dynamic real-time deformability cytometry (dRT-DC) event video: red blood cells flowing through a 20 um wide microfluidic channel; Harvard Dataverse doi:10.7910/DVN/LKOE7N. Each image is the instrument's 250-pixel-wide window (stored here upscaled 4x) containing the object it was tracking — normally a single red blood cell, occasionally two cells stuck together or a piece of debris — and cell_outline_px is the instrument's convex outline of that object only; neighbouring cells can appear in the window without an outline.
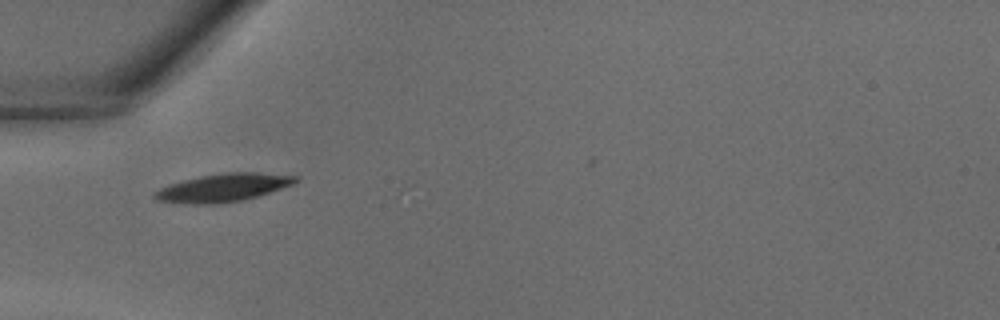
{"species": "common noctule bat (a hibernating species)", "species_latin": "Nyctalus noctula", "temperature_condition": "warm", "stored_images_in_passage": 25, "camera_frame_rate_fps": 3000, "um_per_image_px": 0.085, "animal": {"sex": "male", "body_mass_g": 18.8}, "frame": {"image": 1, "passage_image": 1, "time_ms": 0.0, "image_size_px": [1000, 320], "cell_outline_px": [[300, 180], [292, 184], [256, 196], [240, 200], [216, 204], [188, 204], [156, 200], [152, 196], [152, 192], [168, 184], [200, 176], [224, 172], [260, 172], [300, 176]], "centroid_in_image_um": [18.94, 15.94], "position_along_channel_um": 66.1, "area_um2": 23.0}}
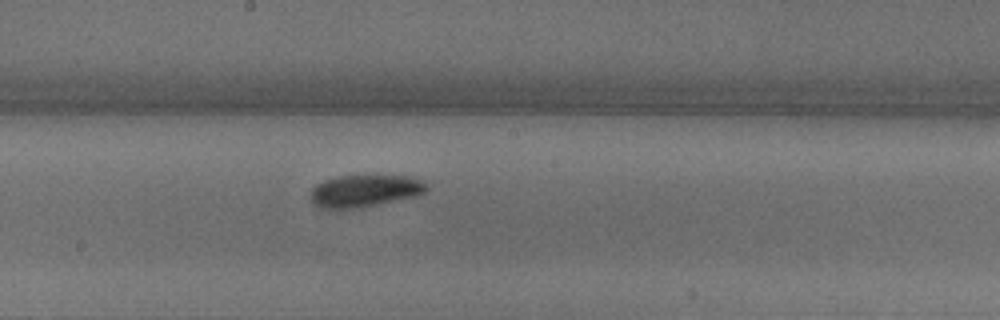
{"frame": {"image": 2, "passage_image": 10, "time_ms": 3.0, "image_size_px": [1000, 320], "cell_outline_px": [[428, 188], [424, 192], [416, 196], [360, 208], [320, 208], [312, 204], [312, 188], [316, 184], [324, 180], [340, 176], [408, 176], [420, 180], [428, 184]], "centroid_in_image_um": [31.0, 16.23], "position_along_channel_um": 217.2, "area_um2": 21.56}}
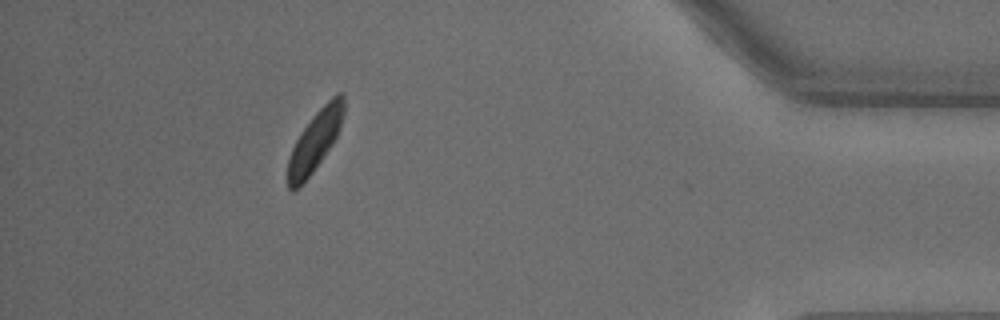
{"frame": {"image": 3, "passage_image": 24, "time_ms": 7.667, "image_size_px": [1000, 320], "cell_outline_px": [[344, 112], [336, 136], [332, 144], [312, 172], [292, 192], [288, 188], [288, 160], [292, 148], [300, 132], [312, 116], [336, 92], [340, 92], [344, 96]], "centroid_in_image_um": [26.77, 11.93], "position_along_channel_um": 408.4, "area_um2": 19.13}}